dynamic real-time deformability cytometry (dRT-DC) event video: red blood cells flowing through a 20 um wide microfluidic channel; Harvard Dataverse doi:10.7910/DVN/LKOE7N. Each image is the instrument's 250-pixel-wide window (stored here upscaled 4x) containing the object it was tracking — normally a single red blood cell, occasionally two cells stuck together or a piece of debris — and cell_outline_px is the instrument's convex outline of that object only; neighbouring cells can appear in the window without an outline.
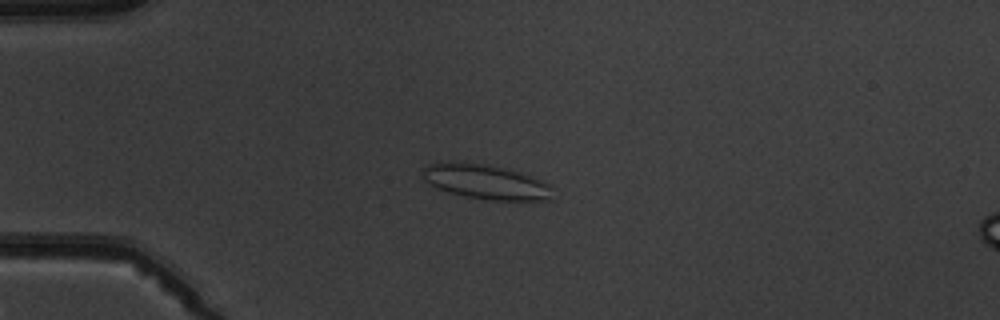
{"species": "common noctule bat (a hibernating species)", "species_latin": "Nyctalus noctula", "temperature_condition": "warm", "stored_images_in_passage": 8, "camera_frame_rate_fps": 3000, "um_per_image_px": 0.085, "animal": {"sex": "male", "body_mass_g": 19.5, "forearm_length_mm": 54.6}, "frame": {"image": 1, "passage_image": 5, "time_ms": 4.333, "image_size_px": [1000, 320], "cell_outline_px": [[552, 200], [492, 200], [468, 196], [448, 192], [436, 188], [428, 184], [420, 176], [424, 168], [428, 164], [460, 160], [500, 168], [532, 176], [548, 184], [552, 188]], "centroid_in_image_um": [41.23, 15.45], "position_along_channel_um": 43.8, "area_um2": 26.13}}
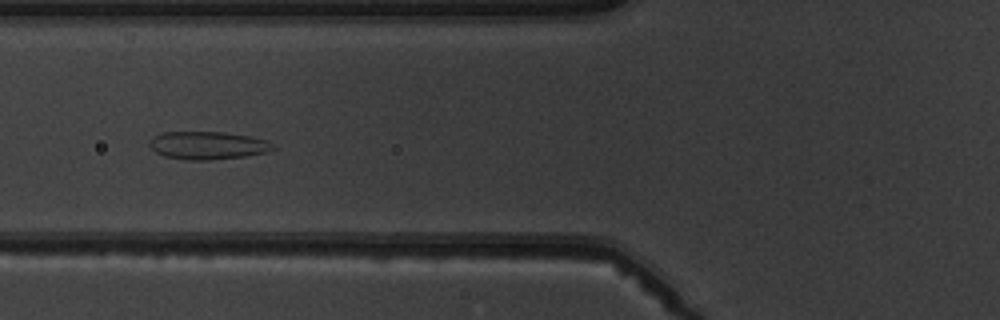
{"frame": {"image": 2, "passage_image": 7, "time_ms": 6.667, "image_size_px": [1000, 320], "cell_outline_px": [[276, 148], [268, 152], [244, 156], [208, 160], [188, 160], [164, 156], [156, 152], [148, 144], [148, 140], [152, 136], [160, 132], [224, 132], [252, 136], [264, 140], [272, 144]], "centroid_in_image_um": [17.62, 12.35], "position_along_channel_um": 108.2, "area_um2": 20.17}}